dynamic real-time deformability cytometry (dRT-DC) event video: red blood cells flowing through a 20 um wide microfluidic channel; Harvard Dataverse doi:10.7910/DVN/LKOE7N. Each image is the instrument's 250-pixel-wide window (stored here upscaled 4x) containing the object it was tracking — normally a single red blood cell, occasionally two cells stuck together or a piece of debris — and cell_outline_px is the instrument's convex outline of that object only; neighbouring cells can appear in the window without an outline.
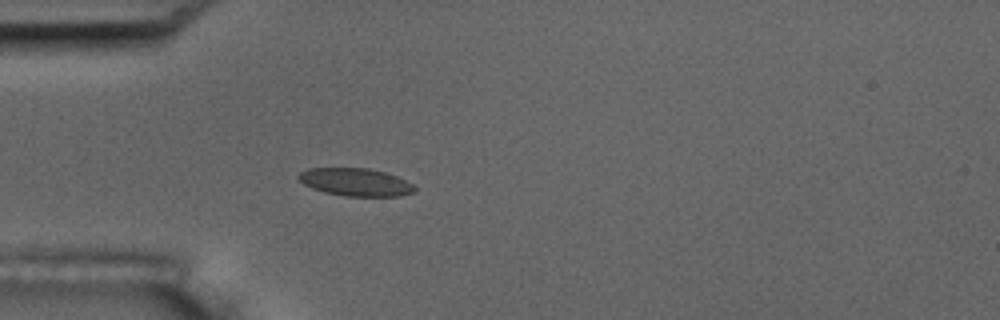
{"species": "common noctule bat (a hibernating species)", "species_latin": "Nyctalus noctula", "temperature_condition": "room temperature", "stored_images_in_passage": 5, "camera_frame_rate_fps": 3000, "um_per_image_px": 0.085, "animal": {"sex": "male", "body_mass_g": 17.5, "forearm_length_mm": 52.3}, "frame": {"image": 1, "passage_image": 5, "time_ms": 5.333, "image_size_px": [1000, 320], "cell_outline_px": [[416, 188], [412, 192], [400, 196], [344, 196], [324, 192], [312, 188], [304, 184], [296, 176], [300, 172], [308, 168], [368, 168], [384, 172], [396, 176], [412, 184]], "centroid_in_image_um": [30.18, 15.48], "position_along_channel_um": 54.8, "area_um2": 18.67}}